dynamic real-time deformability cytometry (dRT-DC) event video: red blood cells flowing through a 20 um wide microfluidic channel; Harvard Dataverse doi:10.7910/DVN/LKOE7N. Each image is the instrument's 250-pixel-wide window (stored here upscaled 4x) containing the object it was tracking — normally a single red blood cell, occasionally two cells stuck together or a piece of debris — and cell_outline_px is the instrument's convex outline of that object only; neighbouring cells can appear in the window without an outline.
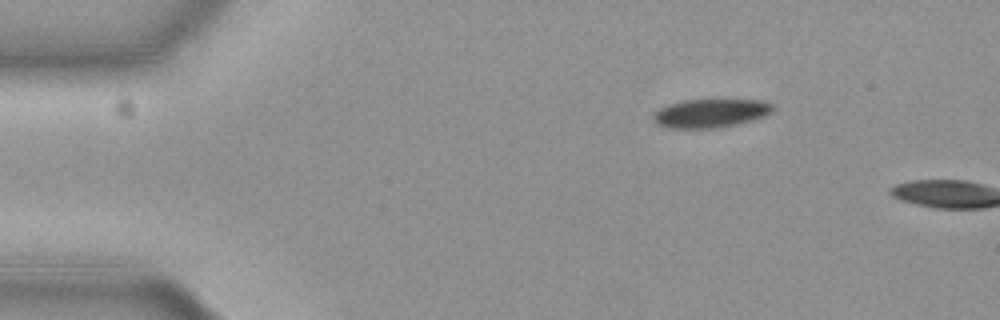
{"species": "common noctule bat (a hibernating species)", "species_latin": "Nyctalus noctula", "temperature_condition": "cold", "stored_images_in_passage": 3, "camera_frame_rate_fps": 3000, "um_per_image_px": 0.085, "animal": {"sex": "female", "body_mass_g": 19.3, "forearm_length_mm": 54.1}, "frame": {"image": 1, "passage_image": 1, "time_ms": 0.0, "image_size_px": [1000, 320], "cell_outline_px": [[776, 108], [772, 112], [764, 116], [752, 120], [736, 124], [716, 128], [668, 128], [656, 124], [652, 120], [652, 116], [660, 108], [668, 104], [684, 100], [764, 100], [776, 104]], "centroid_in_image_um": [60.43, 9.62], "position_along_channel_um": 24.6, "area_um2": 20.11}}